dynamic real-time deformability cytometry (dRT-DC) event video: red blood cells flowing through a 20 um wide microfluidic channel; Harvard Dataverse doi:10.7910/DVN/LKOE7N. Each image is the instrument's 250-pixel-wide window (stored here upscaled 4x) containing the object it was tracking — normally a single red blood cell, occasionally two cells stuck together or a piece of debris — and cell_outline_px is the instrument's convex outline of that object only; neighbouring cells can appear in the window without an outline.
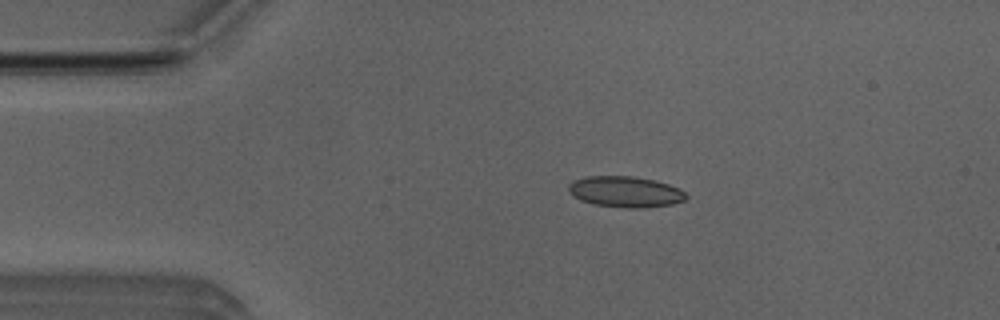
{"species": "Egyptian fruit bat (a non-hibernating species)", "species_latin": "Rousettus aegyptiacus", "temperature_condition": "room temperature", "stored_images_in_passage": 52, "camera_frame_rate_fps": 3000, "um_per_image_px": 0.085, "animal": {"sex": "male"}, "frame": {"image": 1, "passage_image": 10, "time_ms": 3.0, "image_size_px": [1000, 320], "cell_outline_px": [[688, 196], [684, 200], [672, 204], [644, 208], [624, 208], [592, 204], [580, 200], [568, 192], [568, 184], [572, 180], [588, 176], [632, 176], [656, 180], [680, 188]], "centroid_in_image_um": [53.13, 16.3], "position_along_channel_um": 31.9, "area_um2": 21.44}}
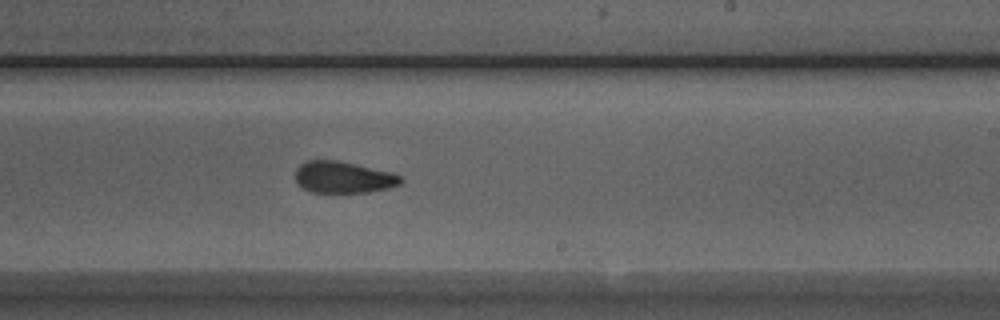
{"frame": {"image": 2, "passage_image": 31, "time_ms": 10.0, "image_size_px": [1000, 320], "cell_outline_px": [[404, 180], [400, 184], [388, 188], [368, 192], [312, 192], [300, 188], [296, 180], [296, 168], [304, 160], [336, 160], [356, 164], [392, 172], [400, 176]], "centroid_in_image_um": [29.16, 15.06], "position_along_channel_um": 259.8, "area_um2": 19.54}}
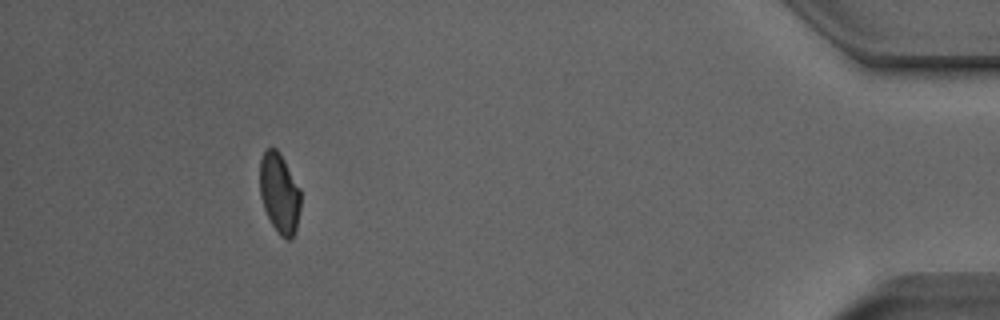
{"frame": {"image": 3, "passage_image": 48, "time_ms": 15.667, "image_size_px": [1000, 320], "cell_outline_px": [[300, 208], [296, 228], [292, 240], [284, 240], [280, 236], [272, 224], [264, 208], [260, 196], [260, 160], [264, 152], [268, 148], [276, 148], [280, 152], [300, 188]], "centroid_in_image_um": [23.76, 16.43], "position_along_channel_um": 411.4, "area_um2": 19.13}, "authors_computed_cell_mechanics": {"area_um2": 20.1433, "velocity_mm_per_s": 3.8503, "shape_relaxation_time_tau1_ms": null, "shape_relaxation_time_tau2_ms": 2.221, "deformation_change_tau1": null, "deformation_change_tau2": 0.0786}}